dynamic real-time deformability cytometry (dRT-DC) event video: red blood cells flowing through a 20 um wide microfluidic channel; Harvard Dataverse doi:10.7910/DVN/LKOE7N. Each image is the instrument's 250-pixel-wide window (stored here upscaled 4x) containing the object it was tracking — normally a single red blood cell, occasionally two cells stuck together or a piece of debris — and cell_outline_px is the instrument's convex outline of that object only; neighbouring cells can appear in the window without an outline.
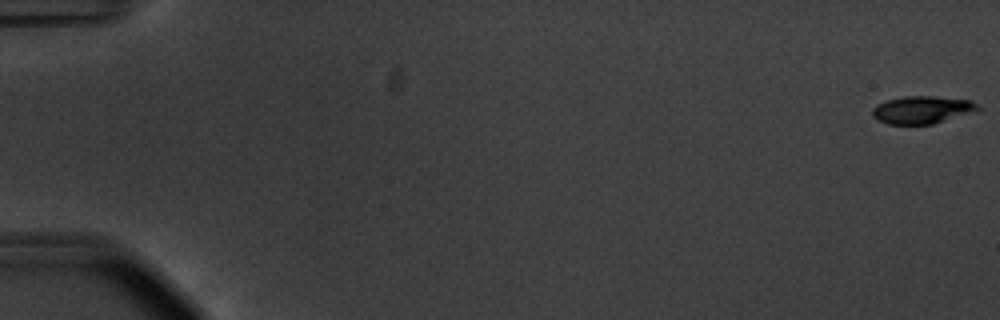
{"species": "common noctule bat (a hibernating species)", "species_latin": "Nyctalus noctula", "temperature_condition": "warm", "stored_images_in_passage": 56, "camera_frame_rate_fps": 3000, "um_per_image_px": 0.085, "animal": {"sex": "male", "body_mass_g": 20.1, "forearm_length_mm": 53.5}, "frame": {"image": 1, "passage_image": 1, "time_ms": 0.0, "image_size_px": [1000, 320], "cell_outline_px": [[980, 108], [932, 124], [888, 124], [872, 116], [872, 108], [876, 104], [888, 100], [904, 96], [932, 96], [972, 100]], "centroid_in_image_um": [78.3, 9.32], "position_along_channel_um": 6.7, "area_um2": 16.53}}
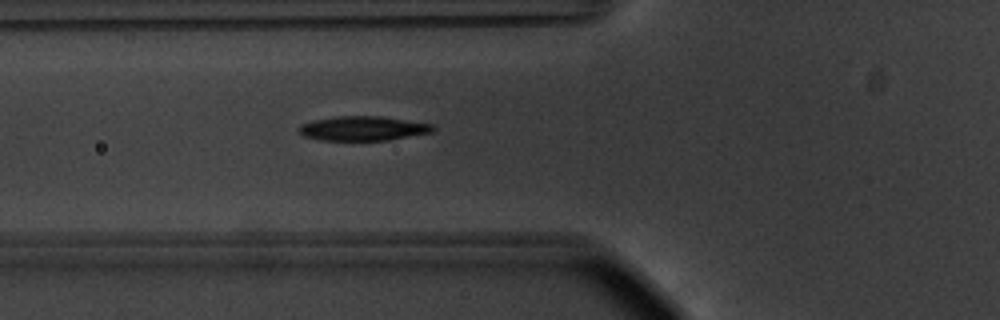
{"frame": {"image": 2, "passage_image": 22, "time_ms": 7.0, "image_size_px": [1000, 320], "cell_outline_px": [[436, 128], [432, 132], [388, 140], [320, 140], [304, 136], [296, 128], [300, 124], [312, 120], [336, 116], [380, 116], [432, 124]], "centroid_in_image_um": [30.81, 10.91], "position_along_channel_um": 95.0, "area_um2": 19.07}}
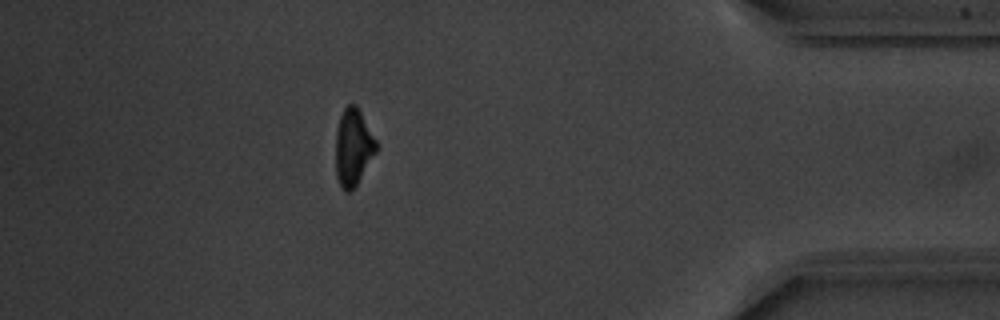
{"frame": {"image": 3, "passage_image": 50, "time_ms": 16.333, "image_size_px": [1000, 320], "cell_outline_px": [[376, 152], [356, 184], [348, 192], [344, 192], [340, 188], [336, 176], [336, 128], [340, 116], [344, 108], [348, 104], [356, 104], [376, 140]], "centroid_in_image_um": [29.99, 12.51], "position_along_channel_um": 405.2, "area_um2": 17.98}, "authors_computed_cell_mechanics": {"area_um2": 19.0162, "velocity_mm_per_s": 3.7349, "shape_relaxation_time_tau1_ms": 2.454, "shape_relaxation_time_tau2_ms": 4.1376, "deformation_change_tau1": 0.1406, "deformation_change_tau2": 0.1076}}